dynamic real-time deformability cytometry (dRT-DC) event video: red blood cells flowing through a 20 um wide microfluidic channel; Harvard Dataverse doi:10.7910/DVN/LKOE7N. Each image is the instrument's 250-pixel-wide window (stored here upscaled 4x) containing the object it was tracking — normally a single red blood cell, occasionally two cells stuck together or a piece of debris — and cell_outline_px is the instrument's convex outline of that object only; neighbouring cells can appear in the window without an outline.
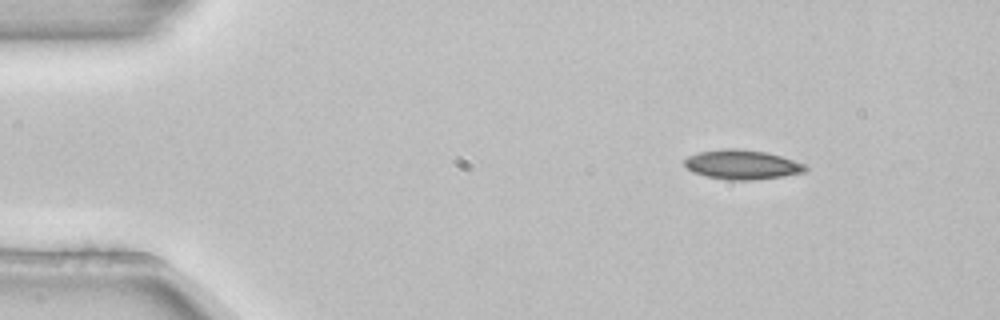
{"species": "common noctule bat (a hibernating species)", "species_latin": "Nyctalus noctula", "temperature_condition": "room temperature", "stored_images_in_passage": 4, "camera_frame_rate_fps": 3000, "um_per_image_px": 0.085, "animal": {"sex": "female", "body_mass_g": 22.7, "forearm_length_mm": 54.2}, "frame": {"image": 1, "passage_image": 1, "time_ms": 0.0, "image_size_px": [1000, 320], "cell_outline_px": [[808, 168], [804, 172], [784, 176], [756, 180], [728, 180], [704, 176], [692, 172], [684, 164], [684, 160], [688, 156], [700, 152], [728, 148], [736, 148], [764, 152], [780, 156], [804, 164]], "centroid_in_image_um": [63.05, 14.01], "position_along_channel_um": 21.9, "area_um2": 20.63}}
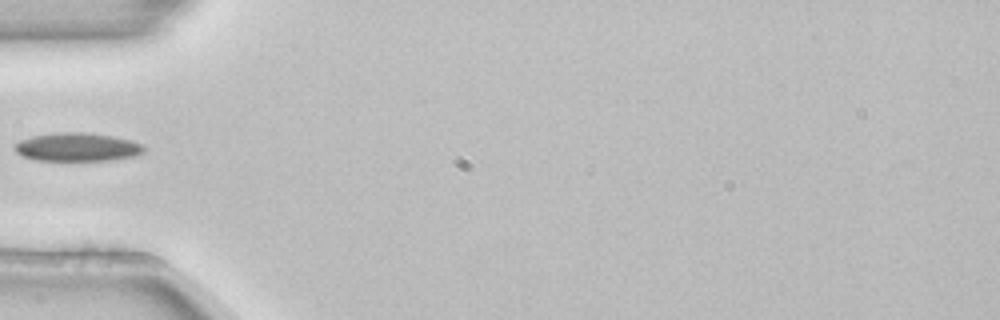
{"frame": {"image": 2, "passage_image": 4, "time_ms": 1.0, "image_size_px": [1000, 320], "cell_outline_px": [[144, 152], [136, 156], [108, 160], [36, 160], [20, 156], [16, 152], [12, 144], [20, 140], [32, 136], [60, 132], [84, 132], [112, 136], [132, 140], [140, 144], [144, 148]], "centroid_in_image_um": [6.52, 12.5], "position_along_channel_um": 78.5, "area_um2": 21.44}}